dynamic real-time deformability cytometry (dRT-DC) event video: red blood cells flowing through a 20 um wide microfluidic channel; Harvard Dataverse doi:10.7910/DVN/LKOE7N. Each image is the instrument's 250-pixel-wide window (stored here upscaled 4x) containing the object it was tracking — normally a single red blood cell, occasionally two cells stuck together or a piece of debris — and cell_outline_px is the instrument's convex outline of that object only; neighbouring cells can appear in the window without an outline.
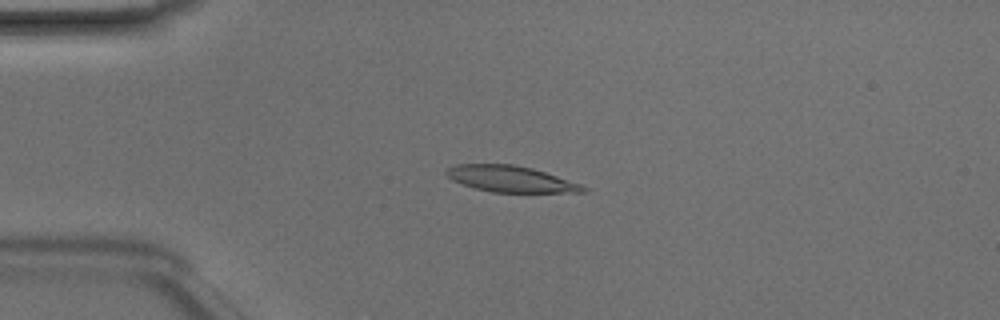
{"species": "Egyptian fruit bat (a non-hibernating species)", "species_latin": "Rousettus aegyptiacus", "temperature_condition": "room temperature", "stored_images_in_passage": 48, "camera_frame_rate_fps": 3000, "um_per_image_px": 0.085, "animal": {"sex": "male"}, "frame": {"image": 1, "passage_image": 12, "time_ms": 3.667, "image_size_px": [1000, 320], "cell_outline_px": [[588, 192], [492, 192], [476, 188], [452, 180], [444, 172], [448, 168], [456, 164], [512, 164], [532, 168], [580, 184], [588, 188]], "centroid_in_image_um": [43.4, 15.21], "position_along_channel_um": 41.6, "area_um2": 20.58}}
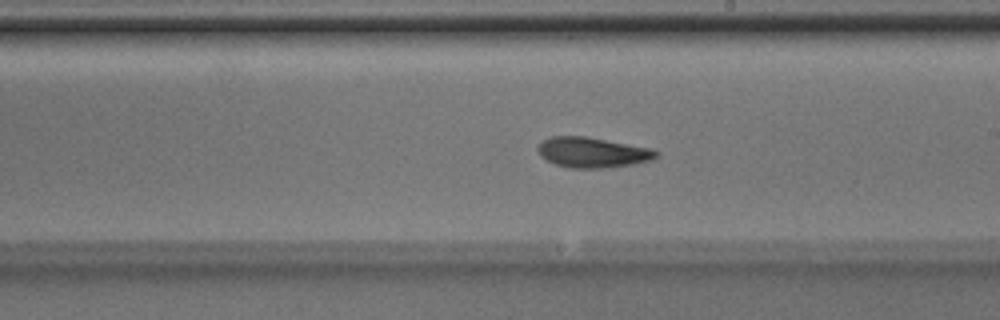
{"frame": {"image": 2, "passage_image": 28, "time_ms": 9.0, "image_size_px": [1000, 320], "cell_outline_px": [[660, 156], [652, 160], [632, 164], [608, 168], [568, 168], [556, 164], [540, 156], [536, 148], [544, 140], [552, 136], [588, 136], [652, 148], [660, 152]], "centroid_in_image_um": [50.41, 12.95], "position_along_channel_um": 238.6, "area_um2": 21.15}}
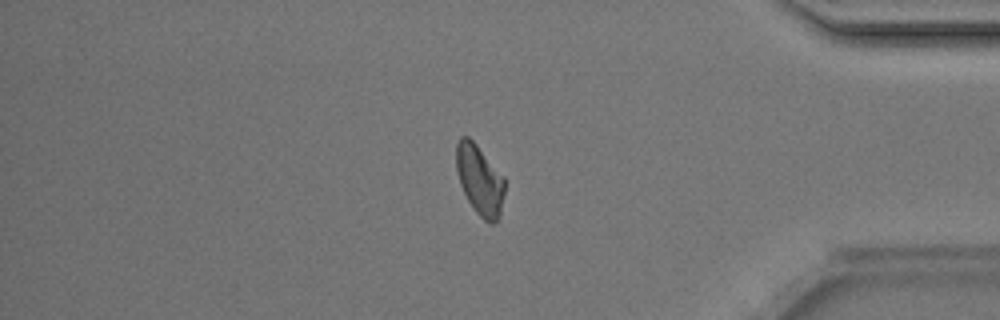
{"frame": {"image": 3, "passage_image": 41, "time_ms": 13.333, "image_size_px": [1000, 320], "cell_outline_px": [[504, 192], [500, 216], [496, 224], [488, 224], [476, 212], [468, 200], [460, 184], [456, 172], [456, 144], [460, 136], [468, 136], [476, 144], [504, 176]], "centroid_in_image_um": [40.77, 15.31], "position_along_channel_um": 394.4, "area_um2": 19.88}, "authors_computed_cell_mechanics": {"area_um2": 20.7791, "velocity_mm_per_s": 4.1968, "shape_relaxation_time_tau1_ms": 3.9418, "shape_relaxation_time_tau2_ms": 2.2485, "deformation_change_tau1": 0.1295, "deformation_change_tau2": 0.0903}}